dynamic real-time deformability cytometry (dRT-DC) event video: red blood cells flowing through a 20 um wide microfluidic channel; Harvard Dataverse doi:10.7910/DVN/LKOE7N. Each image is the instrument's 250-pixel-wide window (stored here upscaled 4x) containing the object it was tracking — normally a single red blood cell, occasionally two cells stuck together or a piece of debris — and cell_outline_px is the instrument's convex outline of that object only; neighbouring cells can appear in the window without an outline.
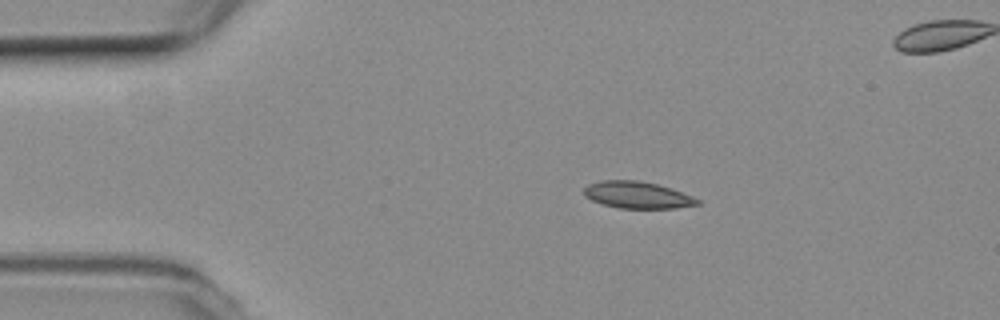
{"species": "common noctule bat (a hibernating species)", "species_latin": "Nyctalus noctula", "temperature_condition": "room temperature", "stored_images_in_passage": 4, "camera_frame_rate_fps": 3000, "um_per_image_px": 0.085, "animal": {"sex": "female", "body_mass_g": 19.3, "forearm_length_mm": 54.1}, "frame": {"image": 1, "passage_image": 2, "time_ms": 0.333, "image_size_px": [1000, 320], "cell_outline_px": [[700, 204], [676, 208], [616, 208], [592, 200], [584, 196], [584, 188], [588, 184], [604, 180], [636, 180], [656, 184], [672, 188], [692, 196], [700, 200]], "centroid_in_image_um": [54.18, 16.57], "position_along_channel_um": 30.8, "area_um2": 17.69}}